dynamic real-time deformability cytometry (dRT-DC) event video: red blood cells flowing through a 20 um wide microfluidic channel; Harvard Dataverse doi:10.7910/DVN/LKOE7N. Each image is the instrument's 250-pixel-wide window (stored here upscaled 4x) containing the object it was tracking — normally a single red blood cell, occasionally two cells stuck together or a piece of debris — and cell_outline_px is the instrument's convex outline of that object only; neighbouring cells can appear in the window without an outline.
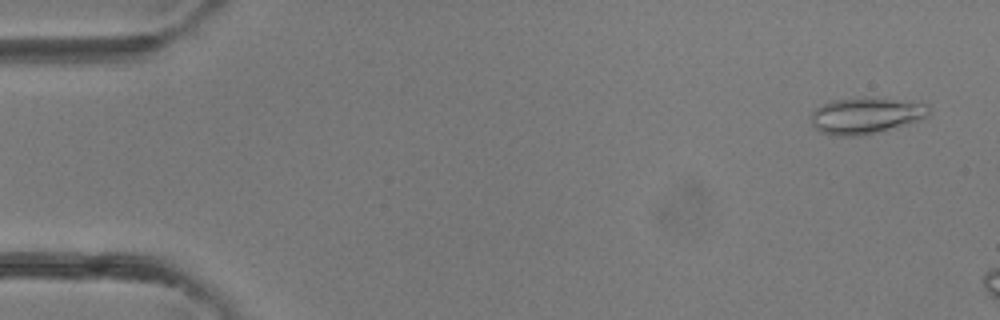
{"species": "common noctule bat (a hibernating species)", "species_latin": "Nyctalus noctula", "temperature_condition": "room temperature", "stored_images_in_passage": 7, "camera_frame_rate_fps": 3000, "um_per_image_px": 0.085, "animal": {"sex": "female"}, "frame": {"image": 1, "passage_image": 2, "time_ms": 0.333, "image_size_px": [1000, 320], "cell_outline_px": [[932, 112], [928, 116], [904, 124], [876, 132], [860, 136], [836, 136], [820, 132], [812, 124], [812, 112], [816, 108], [832, 100], [856, 96], [864, 96], [928, 104]], "centroid_in_image_um": [73.57, 9.8], "position_along_channel_um": 11.4, "area_um2": 24.85}}